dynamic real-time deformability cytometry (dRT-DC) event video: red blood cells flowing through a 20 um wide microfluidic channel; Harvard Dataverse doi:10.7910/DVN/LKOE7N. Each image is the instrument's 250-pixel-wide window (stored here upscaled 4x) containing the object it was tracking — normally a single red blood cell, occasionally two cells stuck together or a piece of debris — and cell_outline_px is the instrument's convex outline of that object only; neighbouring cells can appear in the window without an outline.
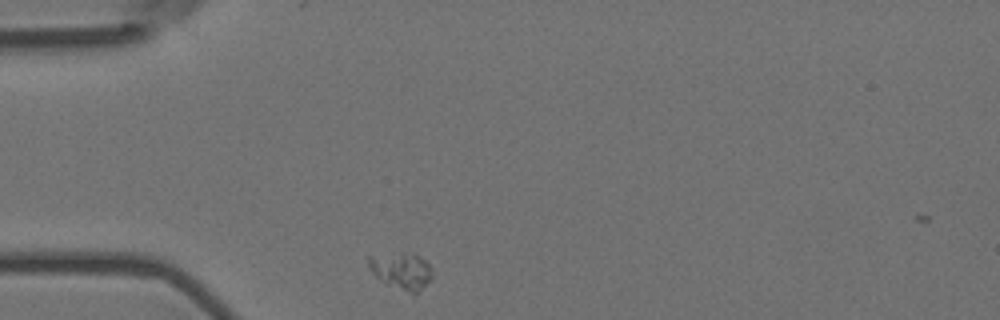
{"species": "Egyptian fruit bat (a non-hibernating species)", "species_latin": "Rousettus aegyptiacus", "temperature_condition": "room temperature", "stored_images_in_passage": 6, "camera_frame_rate_fps": 3000, "um_per_image_px": 0.085, "animal": {"sex": "female"}, "frame": {"image": 1, "passage_image": 1, "time_ms": 0.0, "image_size_px": [1000, 320], "cell_outline_px": [[432, 280], [412, 296], [384, 284], [372, 272], [368, 264], [368, 256], [420, 256], [432, 268]], "centroid_in_image_um": [34.15, 23.14], "position_along_channel_um": 50.8, "area_um2": 13.24}}
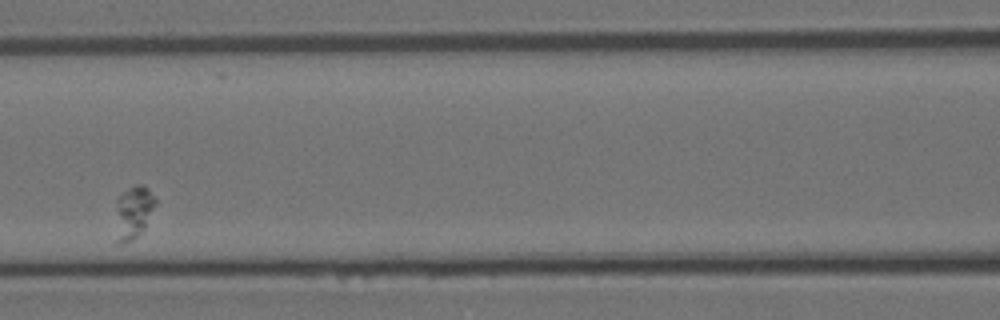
{"frame": {"image": 2, "passage_image": 4, "time_ms": 1.0, "image_size_px": [1000, 320], "cell_outline_px": [[156, 204], [144, 228], [132, 240], [120, 244], [116, 244], [116, 200], [128, 188], [136, 184], [140, 184], [148, 188], [156, 200]], "centroid_in_image_um": [11.32, 18.04], "position_along_channel_um": 155.3, "area_um2": 12.2}}
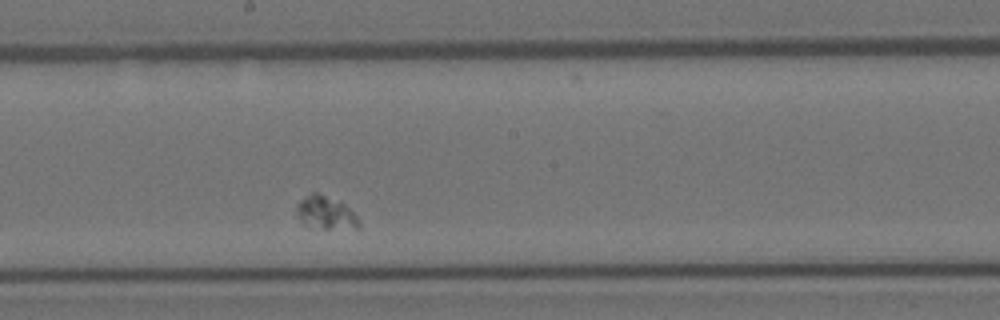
{"frame": {"image": 3, "passage_image": 6, "time_ms": 1.667, "image_size_px": [1000, 320], "cell_outline_px": [[360, 228], [324, 228], [304, 224], [296, 216], [296, 204], [300, 200], [312, 192], [316, 192], [344, 204], [356, 216], [360, 224]], "centroid_in_image_um": [27.64, 18.08], "position_along_channel_um": 220.6, "area_um2": 11.68}}